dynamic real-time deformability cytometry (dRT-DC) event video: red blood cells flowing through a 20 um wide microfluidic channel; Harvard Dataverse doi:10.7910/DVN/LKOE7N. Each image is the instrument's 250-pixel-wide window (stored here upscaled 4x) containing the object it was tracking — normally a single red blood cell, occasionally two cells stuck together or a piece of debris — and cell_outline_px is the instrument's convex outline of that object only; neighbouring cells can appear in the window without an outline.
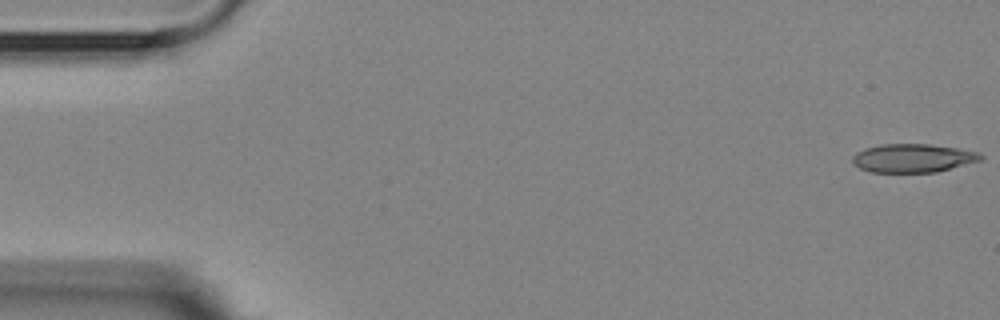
{"species": "Egyptian fruit bat (a non-hibernating species)", "species_latin": "Rousettus aegyptiacus", "temperature_condition": "room temperature", "stored_images_in_passage": 4, "camera_frame_rate_fps": 3000, "um_per_image_px": 0.085, "animal": {"sex": "female"}, "frame": {"image": 1, "passage_image": 1, "time_ms": 0.0, "image_size_px": [1000, 320], "cell_outline_px": [[984, 160], [936, 172], [872, 172], [860, 168], [852, 160], [852, 156], [856, 152], [864, 148], [880, 144], [928, 144], [956, 148], [980, 152], [984, 156]], "centroid_in_image_um": [77.64, 13.43], "position_along_channel_um": 7.4, "area_um2": 21.39}}
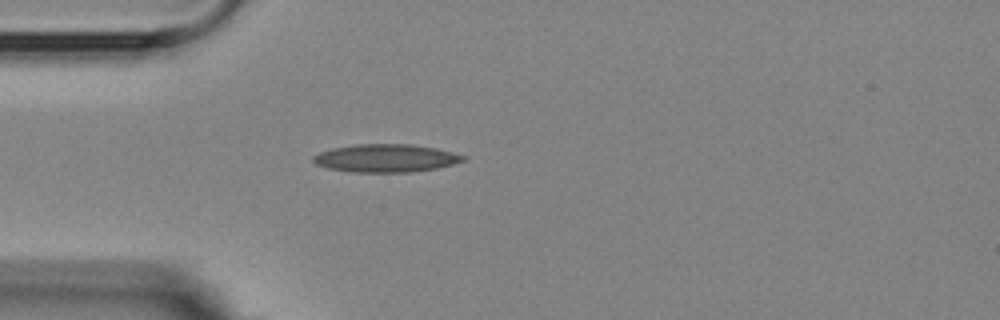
{"frame": {"image": 2, "passage_image": 4, "time_ms": 4.667, "image_size_px": [1000, 320], "cell_outline_px": [[464, 160], [452, 164], [436, 168], [408, 172], [352, 172], [328, 168], [316, 164], [312, 160], [312, 156], [320, 152], [332, 148], [356, 144], [412, 144], [436, 148], [452, 152], [464, 156]], "centroid_in_image_um": [32.75, 13.44], "position_along_channel_um": 52.2, "area_um2": 24.28}}